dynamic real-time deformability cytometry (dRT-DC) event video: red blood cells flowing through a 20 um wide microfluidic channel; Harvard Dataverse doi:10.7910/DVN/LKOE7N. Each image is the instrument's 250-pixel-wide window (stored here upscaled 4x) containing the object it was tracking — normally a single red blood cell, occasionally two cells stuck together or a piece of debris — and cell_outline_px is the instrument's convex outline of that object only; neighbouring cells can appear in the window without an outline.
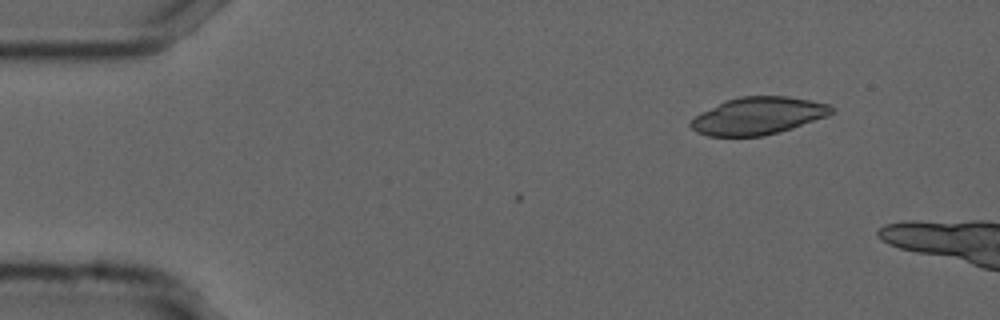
{"species": "common noctule bat (a hibernating species)", "species_latin": "Nyctalus noctula", "temperature_condition": "cold", "stored_images_in_passage": 2, "camera_frame_rate_fps": 3000, "um_per_image_px": 0.085, "animal": {"sex": "male", "forearm_length_mm": 52.5}, "frame": {"image": 1, "passage_image": 2, "time_ms": 0.333, "image_size_px": [1000, 320], "cell_outline_px": [[836, 108], [828, 116], [792, 128], [764, 136], [708, 136], [696, 132], [688, 124], [696, 116], [724, 100], [740, 96], [788, 96], [828, 104]], "centroid_in_image_um": [64.44, 9.84], "position_along_channel_um": 20.6, "area_um2": 30.52}}